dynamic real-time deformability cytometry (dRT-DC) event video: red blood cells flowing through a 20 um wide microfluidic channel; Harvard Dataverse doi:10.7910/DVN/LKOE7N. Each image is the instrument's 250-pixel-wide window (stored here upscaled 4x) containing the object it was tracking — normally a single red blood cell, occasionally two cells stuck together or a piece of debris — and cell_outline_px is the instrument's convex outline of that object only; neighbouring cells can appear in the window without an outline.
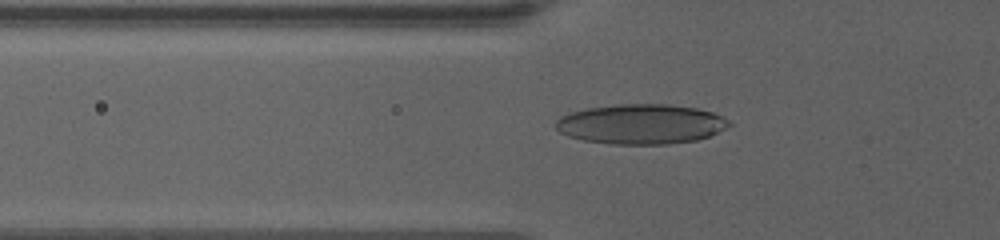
{"species": "human", "species_latin": "Homo sapiens", "temperature_condition": "warm", "stored_images_in_passage": 18, "camera_frame_rate_fps": 3000, "um_per_image_px": 0.085, "donor": {"sex": "female"}, "frame": {"image": 1, "passage_image": 2, "time_ms": 0.333, "image_size_px": [1000, 240], "cell_outline_px": [[732, 124], [708, 136], [696, 140], [668, 144], [612, 144], [584, 140], [568, 136], [560, 132], [556, 128], [556, 120], [560, 116], [572, 112], [588, 108], [616, 104], [668, 104], [696, 108], [712, 112], [728, 120]], "centroid_in_image_um": [54.46, 10.54], "position_along_channel_um": 71.3, "area_um2": 40.06}}
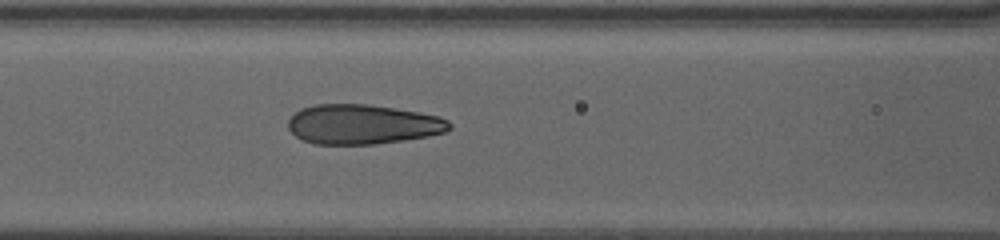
{"frame": {"image": 2, "passage_image": 11, "time_ms": 2.333, "image_size_px": [1000, 240], "cell_outline_px": [[452, 128], [444, 132], [428, 136], [404, 140], [376, 144], [316, 144], [304, 140], [296, 136], [288, 128], [288, 120], [300, 108], [316, 104], [368, 104], [420, 112], [440, 116], [448, 120], [452, 124]], "centroid_in_image_um": [30.84, 10.56], "position_along_channel_um": 135.8, "area_um2": 37.4}}
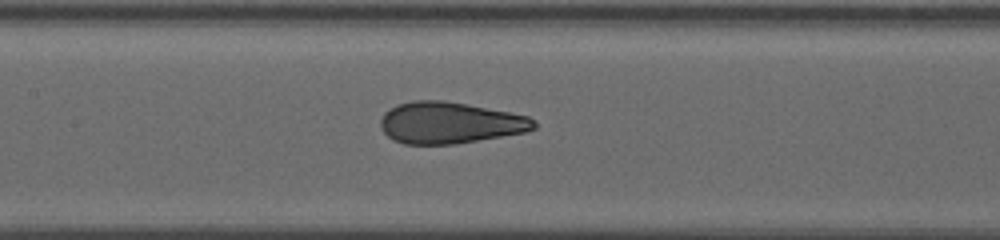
{"frame": {"image": 3, "passage_image": 16, "time_ms": 3.333, "image_size_px": [1000, 240], "cell_outline_px": [[536, 128], [528, 132], [456, 144], [404, 144], [388, 136], [384, 132], [380, 124], [380, 120], [384, 112], [396, 104], [412, 100], [444, 100], [468, 104], [528, 116], [536, 120]], "centroid_in_image_um": [38.25, 10.43], "position_along_channel_um": 169.1, "area_um2": 37.34}}